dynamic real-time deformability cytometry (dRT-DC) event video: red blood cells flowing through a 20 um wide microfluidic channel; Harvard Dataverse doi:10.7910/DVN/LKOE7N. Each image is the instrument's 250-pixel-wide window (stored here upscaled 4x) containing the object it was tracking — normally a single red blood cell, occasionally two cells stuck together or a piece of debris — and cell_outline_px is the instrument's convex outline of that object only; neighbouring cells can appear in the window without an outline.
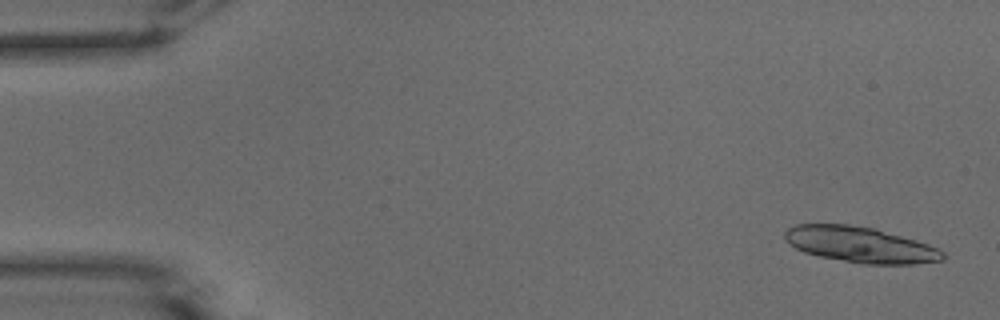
{"species": "common noctule bat (a hibernating species)", "species_latin": "Nyctalus noctula", "temperature_condition": "warm", "stored_images_in_passage": 39, "segment_of_instrument_passage": [1, 2], "camera_frame_rate_fps": 3000, "um_per_image_px": 0.085, "animal": {"sex": "male", "body_mass_g": 15.6}, "frame": {"image": 1, "passage_image": 2, "time_ms": 0.333, "image_size_px": [1000, 320], "cell_outline_px": [[944, 260], [912, 264], [864, 264], [820, 256], [804, 252], [788, 244], [784, 236], [784, 232], [788, 228], [796, 224], [848, 224], [876, 228], [928, 244], [944, 252]], "centroid_in_image_um": [73.1, 20.79], "position_along_channel_um": 11.9, "area_um2": 32.83}}